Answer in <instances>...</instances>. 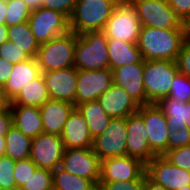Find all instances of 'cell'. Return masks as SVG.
<instances>
[{
    "label": "cell",
    "mask_w": 190,
    "mask_h": 190,
    "mask_svg": "<svg viewBox=\"0 0 190 190\" xmlns=\"http://www.w3.org/2000/svg\"><path fill=\"white\" fill-rule=\"evenodd\" d=\"M185 39L182 29L142 26L137 46L144 60L176 61Z\"/></svg>",
    "instance_id": "1"
},
{
    "label": "cell",
    "mask_w": 190,
    "mask_h": 190,
    "mask_svg": "<svg viewBox=\"0 0 190 190\" xmlns=\"http://www.w3.org/2000/svg\"><path fill=\"white\" fill-rule=\"evenodd\" d=\"M103 31L76 34L74 67L77 70H102L110 68L108 48Z\"/></svg>",
    "instance_id": "2"
},
{
    "label": "cell",
    "mask_w": 190,
    "mask_h": 190,
    "mask_svg": "<svg viewBox=\"0 0 190 190\" xmlns=\"http://www.w3.org/2000/svg\"><path fill=\"white\" fill-rule=\"evenodd\" d=\"M116 5L112 0H77L69 18L70 31L75 34L103 31Z\"/></svg>",
    "instance_id": "3"
},
{
    "label": "cell",
    "mask_w": 190,
    "mask_h": 190,
    "mask_svg": "<svg viewBox=\"0 0 190 190\" xmlns=\"http://www.w3.org/2000/svg\"><path fill=\"white\" fill-rule=\"evenodd\" d=\"M76 34H66L40 44L37 61L41 72L66 69L74 66Z\"/></svg>",
    "instance_id": "4"
},
{
    "label": "cell",
    "mask_w": 190,
    "mask_h": 190,
    "mask_svg": "<svg viewBox=\"0 0 190 190\" xmlns=\"http://www.w3.org/2000/svg\"><path fill=\"white\" fill-rule=\"evenodd\" d=\"M176 61L144 60L143 83L147 104L169 96L172 81L178 73Z\"/></svg>",
    "instance_id": "5"
},
{
    "label": "cell",
    "mask_w": 190,
    "mask_h": 190,
    "mask_svg": "<svg viewBox=\"0 0 190 190\" xmlns=\"http://www.w3.org/2000/svg\"><path fill=\"white\" fill-rule=\"evenodd\" d=\"M141 27L136 8L128 1L114 7L103 32L107 38L137 44Z\"/></svg>",
    "instance_id": "6"
},
{
    "label": "cell",
    "mask_w": 190,
    "mask_h": 190,
    "mask_svg": "<svg viewBox=\"0 0 190 190\" xmlns=\"http://www.w3.org/2000/svg\"><path fill=\"white\" fill-rule=\"evenodd\" d=\"M136 8L144 27L182 29V20L169 6L168 0H129Z\"/></svg>",
    "instance_id": "7"
},
{
    "label": "cell",
    "mask_w": 190,
    "mask_h": 190,
    "mask_svg": "<svg viewBox=\"0 0 190 190\" xmlns=\"http://www.w3.org/2000/svg\"><path fill=\"white\" fill-rule=\"evenodd\" d=\"M127 117L111 118L104 132L93 139L92 149L100 160L127 155Z\"/></svg>",
    "instance_id": "8"
},
{
    "label": "cell",
    "mask_w": 190,
    "mask_h": 190,
    "mask_svg": "<svg viewBox=\"0 0 190 190\" xmlns=\"http://www.w3.org/2000/svg\"><path fill=\"white\" fill-rule=\"evenodd\" d=\"M28 23L39 44L70 31L69 19L64 14L44 7L31 11Z\"/></svg>",
    "instance_id": "9"
},
{
    "label": "cell",
    "mask_w": 190,
    "mask_h": 190,
    "mask_svg": "<svg viewBox=\"0 0 190 190\" xmlns=\"http://www.w3.org/2000/svg\"><path fill=\"white\" fill-rule=\"evenodd\" d=\"M137 113L143 118L147 128L148 143L156 156L167 152L168 134L170 132L167 119L156 103L139 107Z\"/></svg>",
    "instance_id": "10"
},
{
    "label": "cell",
    "mask_w": 190,
    "mask_h": 190,
    "mask_svg": "<svg viewBox=\"0 0 190 190\" xmlns=\"http://www.w3.org/2000/svg\"><path fill=\"white\" fill-rule=\"evenodd\" d=\"M146 165L128 155L100 160L99 182L144 180Z\"/></svg>",
    "instance_id": "11"
},
{
    "label": "cell",
    "mask_w": 190,
    "mask_h": 190,
    "mask_svg": "<svg viewBox=\"0 0 190 190\" xmlns=\"http://www.w3.org/2000/svg\"><path fill=\"white\" fill-rule=\"evenodd\" d=\"M60 167L71 174L89 179L99 184L100 159L91 148L65 149Z\"/></svg>",
    "instance_id": "12"
},
{
    "label": "cell",
    "mask_w": 190,
    "mask_h": 190,
    "mask_svg": "<svg viewBox=\"0 0 190 190\" xmlns=\"http://www.w3.org/2000/svg\"><path fill=\"white\" fill-rule=\"evenodd\" d=\"M64 152L61 136L40 133L32 139L30 158L38 168L54 171L61 165Z\"/></svg>",
    "instance_id": "13"
},
{
    "label": "cell",
    "mask_w": 190,
    "mask_h": 190,
    "mask_svg": "<svg viewBox=\"0 0 190 190\" xmlns=\"http://www.w3.org/2000/svg\"><path fill=\"white\" fill-rule=\"evenodd\" d=\"M146 175L155 184L167 190L190 186V171L171 164L163 155L155 156L146 165Z\"/></svg>",
    "instance_id": "14"
},
{
    "label": "cell",
    "mask_w": 190,
    "mask_h": 190,
    "mask_svg": "<svg viewBox=\"0 0 190 190\" xmlns=\"http://www.w3.org/2000/svg\"><path fill=\"white\" fill-rule=\"evenodd\" d=\"M113 83L112 70H78L75 107L84 102L94 101L105 93Z\"/></svg>",
    "instance_id": "15"
},
{
    "label": "cell",
    "mask_w": 190,
    "mask_h": 190,
    "mask_svg": "<svg viewBox=\"0 0 190 190\" xmlns=\"http://www.w3.org/2000/svg\"><path fill=\"white\" fill-rule=\"evenodd\" d=\"M41 73L50 99L68 101L75 105L78 70L74 66Z\"/></svg>",
    "instance_id": "16"
},
{
    "label": "cell",
    "mask_w": 190,
    "mask_h": 190,
    "mask_svg": "<svg viewBox=\"0 0 190 190\" xmlns=\"http://www.w3.org/2000/svg\"><path fill=\"white\" fill-rule=\"evenodd\" d=\"M144 59L112 69L113 83L121 86L140 105L147 104L143 83Z\"/></svg>",
    "instance_id": "17"
},
{
    "label": "cell",
    "mask_w": 190,
    "mask_h": 190,
    "mask_svg": "<svg viewBox=\"0 0 190 190\" xmlns=\"http://www.w3.org/2000/svg\"><path fill=\"white\" fill-rule=\"evenodd\" d=\"M127 155L140 160L147 165L156 155L151 151L148 143L147 128L143 118L138 114L127 117Z\"/></svg>",
    "instance_id": "18"
},
{
    "label": "cell",
    "mask_w": 190,
    "mask_h": 190,
    "mask_svg": "<svg viewBox=\"0 0 190 190\" xmlns=\"http://www.w3.org/2000/svg\"><path fill=\"white\" fill-rule=\"evenodd\" d=\"M111 118H126L137 113L140 105L121 86L112 83L110 88L97 98Z\"/></svg>",
    "instance_id": "19"
},
{
    "label": "cell",
    "mask_w": 190,
    "mask_h": 190,
    "mask_svg": "<svg viewBox=\"0 0 190 190\" xmlns=\"http://www.w3.org/2000/svg\"><path fill=\"white\" fill-rule=\"evenodd\" d=\"M61 139L65 149L91 148L93 138L89 132V126L75 107L64 125Z\"/></svg>",
    "instance_id": "20"
},
{
    "label": "cell",
    "mask_w": 190,
    "mask_h": 190,
    "mask_svg": "<svg viewBox=\"0 0 190 190\" xmlns=\"http://www.w3.org/2000/svg\"><path fill=\"white\" fill-rule=\"evenodd\" d=\"M75 105L68 101L49 99L39 109L41 112L43 133L61 136L64 125Z\"/></svg>",
    "instance_id": "21"
},
{
    "label": "cell",
    "mask_w": 190,
    "mask_h": 190,
    "mask_svg": "<svg viewBox=\"0 0 190 190\" xmlns=\"http://www.w3.org/2000/svg\"><path fill=\"white\" fill-rule=\"evenodd\" d=\"M40 74L41 70L36 58H30L26 61L13 64L11 74L2 87L7 99L12 102L18 96L21 89Z\"/></svg>",
    "instance_id": "22"
},
{
    "label": "cell",
    "mask_w": 190,
    "mask_h": 190,
    "mask_svg": "<svg viewBox=\"0 0 190 190\" xmlns=\"http://www.w3.org/2000/svg\"><path fill=\"white\" fill-rule=\"evenodd\" d=\"M13 126L27 137L34 139L43 133L41 112L38 107L12 105L10 103Z\"/></svg>",
    "instance_id": "23"
},
{
    "label": "cell",
    "mask_w": 190,
    "mask_h": 190,
    "mask_svg": "<svg viewBox=\"0 0 190 190\" xmlns=\"http://www.w3.org/2000/svg\"><path fill=\"white\" fill-rule=\"evenodd\" d=\"M156 104L166 117L170 131L182 129L184 126L190 127V101L185 102L166 97L160 99Z\"/></svg>",
    "instance_id": "24"
},
{
    "label": "cell",
    "mask_w": 190,
    "mask_h": 190,
    "mask_svg": "<svg viewBox=\"0 0 190 190\" xmlns=\"http://www.w3.org/2000/svg\"><path fill=\"white\" fill-rule=\"evenodd\" d=\"M107 48L111 70L126 64L138 63L143 60L141 51L135 43L108 38Z\"/></svg>",
    "instance_id": "25"
},
{
    "label": "cell",
    "mask_w": 190,
    "mask_h": 190,
    "mask_svg": "<svg viewBox=\"0 0 190 190\" xmlns=\"http://www.w3.org/2000/svg\"><path fill=\"white\" fill-rule=\"evenodd\" d=\"M50 99L42 73L24 86L18 96L11 102L12 105H23L40 108Z\"/></svg>",
    "instance_id": "26"
},
{
    "label": "cell",
    "mask_w": 190,
    "mask_h": 190,
    "mask_svg": "<svg viewBox=\"0 0 190 190\" xmlns=\"http://www.w3.org/2000/svg\"><path fill=\"white\" fill-rule=\"evenodd\" d=\"M76 108L86 120L93 139L102 134L111 121V117L106 114L98 100L84 102Z\"/></svg>",
    "instance_id": "27"
},
{
    "label": "cell",
    "mask_w": 190,
    "mask_h": 190,
    "mask_svg": "<svg viewBox=\"0 0 190 190\" xmlns=\"http://www.w3.org/2000/svg\"><path fill=\"white\" fill-rule=\"evenodd\" d=\"M8 41L13 42L19 49L26 52L31 58H36L40 44L34 37L30 24L27 22L8 27Z\"/></svg>",
    "instance_id": "28"
},
{
    "label": "cell",
    "mask_w": 190,
    "mask_h": 190,
    "mask_svg": "<svg viewBox=\"0 0 190 190\" xmlns=\"http://www.w3.org/2000/svg\"><path fill=\"white\" fill-rule=\"evenodd\" d=\"M6 148L5 155L14 161L30 157L32 139L27 137L19 129L12 128L5 135Z\"/></svg>",
    "instance_id": "29"
},
{
    "label": "cell",
    "mask_w": 190,
    "mask_h": 190,
    "mask_svg": "<svg viewBox=\"0 0 190 190\" xmlns=\"http://www.w3.org/2000/svg\"><path fill=\"white\" fill-rule=\"evenodd\" d=\"M53 190H91L95 185L86 178L71 174L60 166L52 171Z\"/></svg>",
    "instance_id": "30"
},
{
    "label": "cell",
    "mask_w": 190,
    "mask_h": 190,
    "mask_svg": "<svg viewBox=\"0 0 190 190\" xmlns=\"http://www.w3.org/2000/svg\"><path fill=\"white\" fill-rule=\"evenodd\" d=\"M31 10L26 6L23 0H7V11L5 16V25L7 27L27 22Z\"/></svg>",
    "instance_id": "31"
},
{
    "label": "cell",
    "mask_w": 190,
    "mask_h": 190,
    "mask_svg": "<svg viewBox=\"0 0 190 190\" xmlns=\"http://www.w3.org/2000/svg\"><path fill=\"white\" fill-rule=\"evenodd\" d=\"M19 190H53L52 171L37 168Z\"/></svg>",
    "instance_id": "32"
},
{
    "label": "cell",
    "mask_w": 190,
    "mask_h": 190,
    "mask_svg": "<svg viewBox=\"0 0 190 190\" xmlns=\"http://www.w3.org/2000/svg\"><path fill=\"white\" fill-rule=\"evenodd\" d=\"M168 97L179 101H190V78L178 72L172 81Z\"/></svg>",
    "instance_id": "33"
},
{
    "label": "cell",
    "mask_w": 190,
    "mask_h": 190,
    "mask_svg": "<svg viewBox=\"0 0 190 190\" xmlns=\"http://www.w3.org/2000/svg\"><path fill=\"white\" fill-rule=\"evenodd\" d=\"M16 161L12 158L4 155L0 156V187L14 189L16 187V182L14 179V167Z\"/></svg>",
    "instance_id": "34"
},
{
    "label": "cell",
    "mask_w": 190,
    "mask_h": 190,
    "mask_svg": "<svg viewBox=\"0 0 190 190\" xmlns=\"http://www.w3.org/2000/svg\"><path fill=\"white\" fill-rule=\"evenodd\" d=\"M37 168V165L30 157L16 161L13 174L17 189H20L25 184Z\"/></svg>",
    "instance_id": "35"
},
{
    "label": "cell",
    "mask_w": 190,
    "mask_h": 190,
    "mask_svg": "<svg viewBox=\"0 0 190 190\" xmlns=\"http://www.w3.org/2000/svg\"><path fill=\"white\" fill-rule=\"evenodd\" d=\"M163 156L176 167L190 171V145L168 150Z\"/></svg>",
    "instance_id": "36"
},
{
    "label": "cell",
    "mask_w": 190,
    "mask_h": 190,
    "mask_svg": "<svg viewBox=\"0 0 190 190\" xmlns=\"http://www.w3.org/2000/svg\"><path fill=\"white\" fill-rule=\"evenodd\" d=\"M0 57L12 64L20 63L31 58L26 52L8 40L0 46Z\"/></svg>",
    "instance_id": "37"
},
{
    "label": "cell",
    "mask_w": 190,
    "mask_h": 190,
    "mask_svg": "<svg viewBox=\"0 0 190 190\" xmlns=\"http://www.w3.org/2000/svg\"><path fill=\"white\" fill-rule=\"evenodd\" d=\"M190 145V127L170 131L168 134L167 151Z\"/></svg>",
    "instance_id": "38"
},
{
    "label": "cell",
    "mask_w": 190,
    "mask_h": 190,
    "mask_svg": "<svg viewBox=\"0 0 190 190\" xmlns=\"http://www.w3.org/2000/svg\"><path fill=\"white\" fill-rule=\"evenodd\" d=\"M76 3L77 0H44L42 7L60 12L69 19Z\"/></svg>",
    "instance_id": "39"
},
{
    "label": "cell",
    "mask_w": 190,
    "mask_h": 190,
    "mask_svg": "<svg viewBox=\"0 0 190 190\" xmlns=\"http://www.w3.org/2000/svg\"><path fill=\"white\" fill-rule=\"evenodd\" d=\"M101 190H143L144 180L99 182Z\"/></svg>",
    "instance_id": "40"
},
{
    "label": "cell",
    "mask_w": 190,
    "mask_h": 190,
    "mask_svg": "<svg viewBox=\"0 0 190 190\" xmlns=\"http://www.w3.org/2000/svg\"><path fill=\"white\" fill-rule=\"evenodd\" d=\"M176 63L178 71L190 78V39H185Z\"/></svg>",
    "instance_id": "41"
},
{
    "label": "cell",
    "mask_w": 190,
    "mask_h": 190,
    "mask_svg": "<svg viewBox=\"0 0 190 190\" xmlns=\"http://www.w3.org/2000/svg\"><path fill=\"white\" fill-rule=\"evenodd\" d=\"M168 4L181 20L190 13V0H168Z\"/></svg>",
    "instance_id": "42"
},
{
    "label": "cell",
    "mask_w": 190,
    "mask_h": 190,
    "mask_svg": "<svg viewBox=\"0 0 190 190\" xmlns=\"http://www.w3.org/2000/svg\"><path fill=\"white\" fill-rule=\"evenodd\" d=\"M13 126L10 107L0 111V136H5Z\"/></svg>",
    "instance_id": "43"
},
{
    "label": "cell",
    "mask_w": 190,
    "mask_h": 190,
    "mask_svg": "<svg viewBox=\"0 0 190 190\" xmlns=\"http://www.w3.org/2000/svg\"><path fill=\"white\" fill-rule=\"evenodd\" d=\"M12 68V63L0 57V86L3 87L5 85L11 74Z\"/></svg>",
    "instance_id": "44"
},
{
    "label": "cell",
    "mask_w": 190,
    "mask_h": 190,
    "mask_svg": "<svg viewBox=\"0 0 190 190\" xmlns=\"http://www.w3.org/2000/svg\"><path fill=\"white\" fill-rule=\"evenodd\" d=\"M143 190H167L163 186L155 184L152 180H150L147 175L144 176V189Z\"/></svg>",
    "instance_id": "45"
},
{
    "label": "cell",
    "mask_w": 190,
    "mask_h": 190,
    "mask_svg": "<svg viewBox=\"0 0 190 190\" xmlns=\"http://www.w3.org/2000/svg\"><path fill=\"white\" fill-rule=\"evenodd\" d=\"M182 30L186 39H190V13L182 19Z\"/></svg>",
    "instance_id": "46"
},
{
    "label": "cell",
    "mask_w": 190,
    "mask_h": 190,
    "mask_svg": "<svg viewBox=\"0 0 190 190\" xmlns=\"http://www.w3.org/2000/svg\"><path fill=\"white\" fill-rule=\"evenodd\" d=\"M10 101L7 99L6 95H5V91L2 88V86H0V111L2 110H6L10 107Z\"/></svg>",
    "instance_id": "47"
},
{
    "label": "cell",
    "mask_w": 190,
    "mask_h": 190,
    "mask_svg": "<svg viewBox=\"0 0 190 190\" xmlns=\"http://www.w3.org/2000/svg\"><path fill=\"white\" fill-rule=\"evenodd\" d=\"M26 3V6L31 10H36L42 7L44 0H23Z\"/></svg>",
    "instance_id": "48"
},
{
    "label": "cell",
    "mask_w": 190,
    "mask_h": 190,
    "mask_svg": "<svg viewBox=\"0 0 190 190\" xmlns=\"http://www.w3.org/2000/svg\"><path fill=\"white\" fill-rule=\"evenodd\" d=\"M7 0H0V24H5Z\"/></svg>",
    "instance_id": "49"
},
{
    "label": "cell",
    "mask_w": 190,
    "mask_h": 190,
    "mask_svg": "<svg viewBox=\"0 0 190 190\" xmlns=\"http://www.w3.org/2000/svg\"><path fill=\"white\" fill-rule=\"evenodd\" d=\"M8 27L5 24H0V46L8 40Z\"/></svg>",
    "instance_id": "50"
},
{
    "label": "cell",
    "mask_w": 190,
    "mask_h": 190,
    "mask_svg": "<svg viewBox=\"0 0 190 190\" xmlns=\"http://www.w3.org/2000/svg\"><path fill=\"white\" fill-rule=\"evenodd\" d=\"M6 141L5 136H0V156L5 155Z\"/></svg>",
    "instance_id": "51"
},
{
    "label": "cell",
    "mask_w": 190,
    "mask_h": 190,
    "mask_svg": "<svg viewBox=\"0 0 190 190\" xmlns=\"http://www.w3.org/2000/svg\"><path fill=\"white\" fill-rule=\"evenodd\" d=\"M112 1L115 2L116 4H120V3L128 2L129 0H112Z\"/></svg>",
    "instance_id": "52"
},
{
    "label": "cell",
    "mask_w": 190,
    "mask_h": 190,
    "mask_svg": "<svg viewBox=\"0 0 190 190\" xmlns=\"http://www.w3.org/2000/svg\"><path fill=\"white\" fill-rule=\"evenodd\" d=\"M178 190H190V186H185V187H182V188H180Z\"/></svg>",
    "instance_id": "53"
},
{
    "label": "cell",
    "mask_w": 190,
    "mask_h": 190,
    "mask_svg": "<svg viewBox=\"0 0 190 190\" xmlns=\"http://www.w3.org/2000/svg\"><path fill=\"white\" fill-rule=\"evenodd\" d=\"M91 190H101L99 185H95Z\"/></svg>",
    "instance_id": "54"
},
{
    "label": "cell",
    "mask_w": 190,
    "mask_h": 190,
    "mask_svg": "<svg viewBox=\"0 0 190 190\" xmlns=\"http://www.w3.org/2000/svg\"><path fill=\"white\" fill-rule=\"evenodd\" d=\"M0 190H19V189H17V188L9 189V188H1V187H0Z\"/></svg>",
    "instance_id": "55"
}]
</instances>
